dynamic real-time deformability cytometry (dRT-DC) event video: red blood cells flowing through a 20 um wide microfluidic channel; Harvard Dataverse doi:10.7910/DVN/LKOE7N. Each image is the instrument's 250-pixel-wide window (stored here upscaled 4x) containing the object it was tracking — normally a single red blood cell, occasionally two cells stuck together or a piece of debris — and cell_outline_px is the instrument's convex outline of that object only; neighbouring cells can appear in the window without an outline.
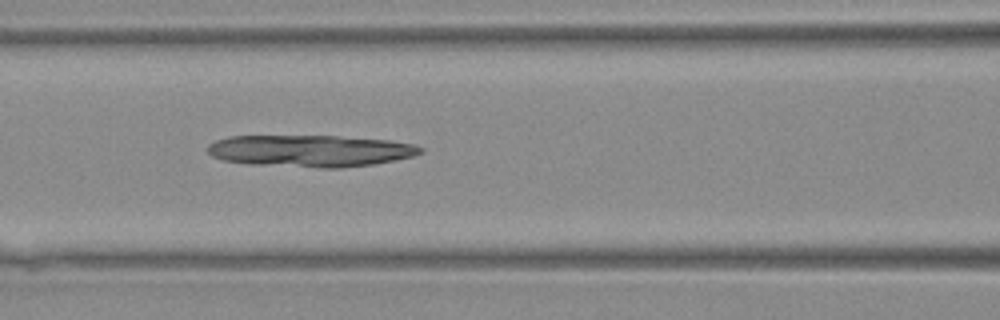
{"species": "Egyptian fruit bat (a non-hibernating species)", "species_latin": "Rousettus aegyptiacus", "temperature_condition": "warm", "stored_images_in_passage": 40, "camera_frame_rate_fps": 3000, "um_per_image_px": 0.085, "animal": {"sex": "female"}, "frame": {"image": 1, "passage_image": 19, "time_ms": 6.0, "image_size_px": [1000, 320], "cell_outline_px": [[424, 152], [412, 156], [396, 160], [372, 164], [340, 168], [320, 168], [256, 164], [224, 160], [212, 156], [208, 152], [208, 144], [216, 140], [228, 136], [336, 136], [388, 140], [412, 144], [424, 148]], "centroid_in_image_um": [26.4, 12.82], "position_along_channel_um": 140.2, "area_um2": 39.3}}
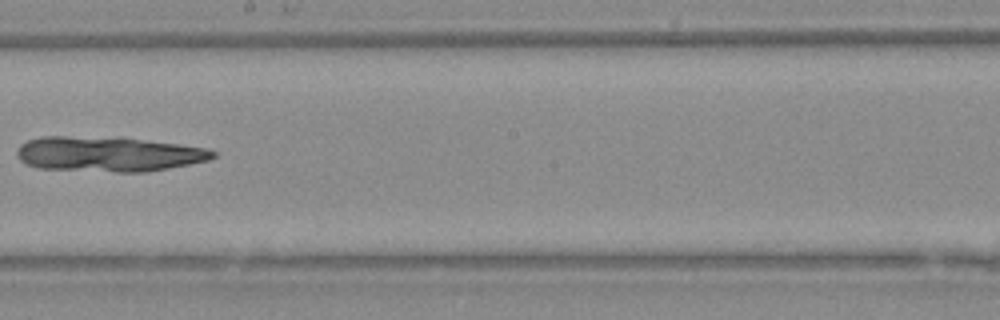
{"frame": {"image": 2, "passage_image": 25, "time_ms": 8.0, "image_size_px": [1000, 320], "cell_outline_px": [[216, 156], [208, 160], [168, 168], [144, 172], [116, 172], [40, 168], [28, 164], [20, 160], [16, 156], [16, 148], [20, 144], [28, 140], [44, 136], [68, 136], [136, 140], [180, 144], [208, 148], [216, 152]], "centroid_in_image_um": [9.18, 13.11], "position_along_channel_um": 239.0, "area_um2": 39.36}}
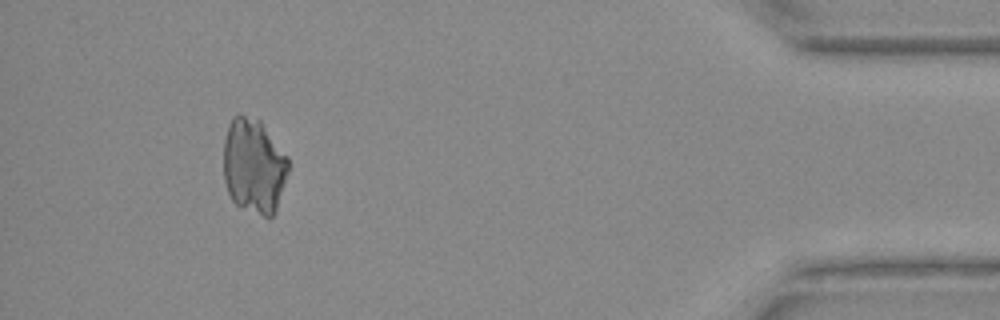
{"frame": {"image": 3, "passage_image": 39, "time_ms": 12.667, "image_size_px": [1000, 320], "cell_outline_px": [[288, 172], [276, 212], [268, 220], [236, 204], [232, 200], [228, 192], [224, 180], [224, 140], [232, 116], [244, 116], [260, 120], [288, 156]], "centroid_in_image_um": [21.59, 14.15], "position_along_channel_um": 413.6, "area_um2": 36.01}}